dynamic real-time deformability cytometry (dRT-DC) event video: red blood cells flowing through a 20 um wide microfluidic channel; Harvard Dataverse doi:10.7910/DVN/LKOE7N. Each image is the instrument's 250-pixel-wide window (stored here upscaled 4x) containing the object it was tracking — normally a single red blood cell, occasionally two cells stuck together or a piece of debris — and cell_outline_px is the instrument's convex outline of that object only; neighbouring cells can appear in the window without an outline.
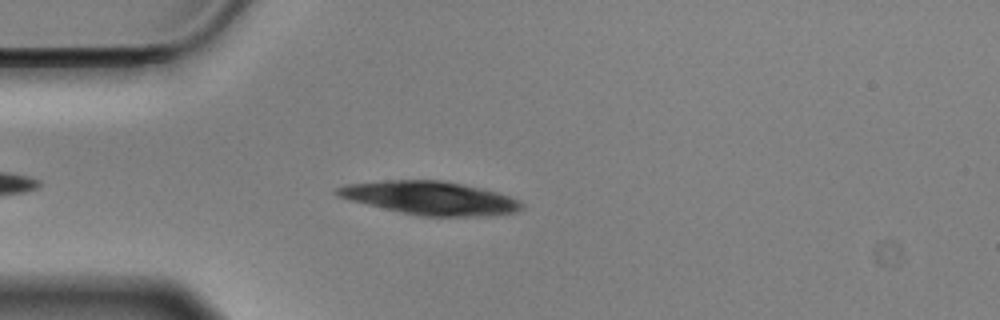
{"species": "Egyptian fruit bat (a non-hibernating species)", "species_latin": "Rousettus aegyptiacus", "temperature_condition": "cold", "stored_images_in_passage": 38, "camera_frame_rate_fps": 3000, "um_per_image_px": 0.085, "animal": {"sex": "male"}, "frame": {"image": 1, "passage_image": 3, "time_ms": 0.667, "image_size_px": [1000, 320], "cell_outline_px": [[524, 208], [516, 212], [496, 216], [420, 216], [348, 200], [336, 196], [332, 192], [336, 188], [344, 184], [384, 180], [440, 180], [464, 184], [496, 192], [520, 200], [524, 204]], "centroid_in_image_um": [36.56, 16.83], "position_along_channel_um": 48.4, "area_um2": 36.13}}